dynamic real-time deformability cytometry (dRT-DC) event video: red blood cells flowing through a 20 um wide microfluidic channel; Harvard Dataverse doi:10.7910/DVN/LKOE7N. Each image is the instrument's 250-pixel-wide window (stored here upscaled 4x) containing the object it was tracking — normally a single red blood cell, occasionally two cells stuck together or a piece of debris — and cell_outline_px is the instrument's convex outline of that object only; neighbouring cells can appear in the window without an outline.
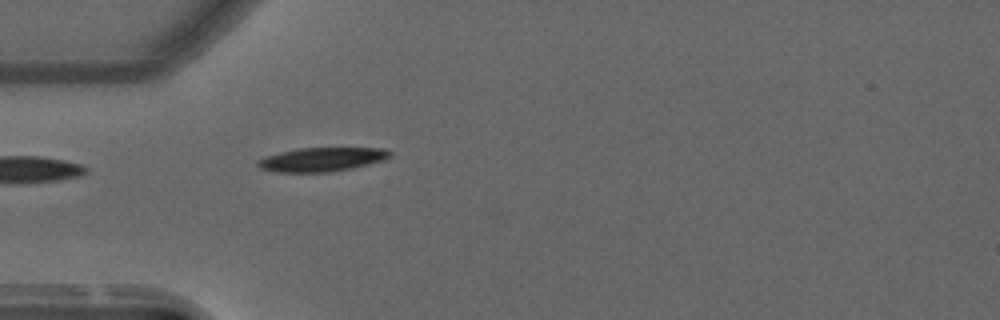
{"species": "common noctule bat (a hibernating species)", "species_latin": "Nyctalus noctula", "temperature_condition": "warm", "stored_images_in_passage": 40, "camera_frame_rate_fps": 3000, "um_per_image_px": 0.085, "animal": {"sex": "male", "forearm_length_mm": 52.5}, "frame": {"image": 1, "passage_image": 1, "time_ms": 0.0, "image_size_px": [1000, 320], "cell_outline_px": [[392, 156], [384, 160], [352, 168], [332, 172], [276, 172], [260, 168], [256, 164], [256, 160], [264, 156], [296, 148], [384, 148], [392, 152]], "centroid_in_image_um": [27.34, 13.55], "position_along_channel_um": 57.7, "area_um2": 18.61}}
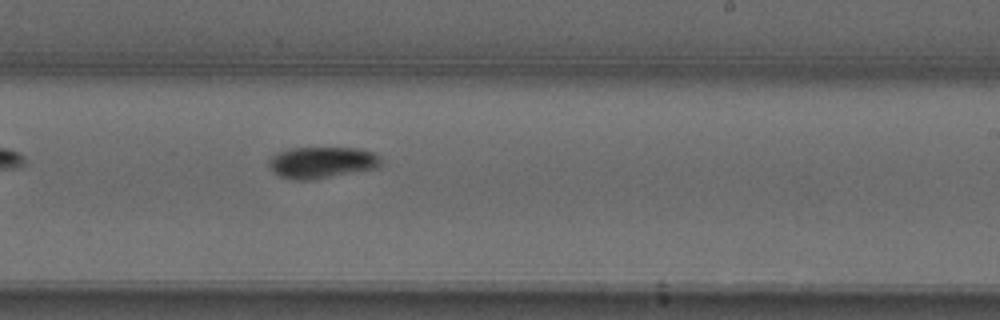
{"frame": {"image": 2, "passage_image": 18, "time_ms": 5.667, "image_size_px": [1000, 320], "cell_outline_px": [[380, 168], [308, 180], [292, 180], [280, 176], [272, 172], [268, 164], [268, 156], [288, 148], [360, 148], [372, 152], [380, 156]], "centroid_in_image_um": [27.32, 13.8], "position_along_channel_um": 261.7, "area_um2": 20.81}}
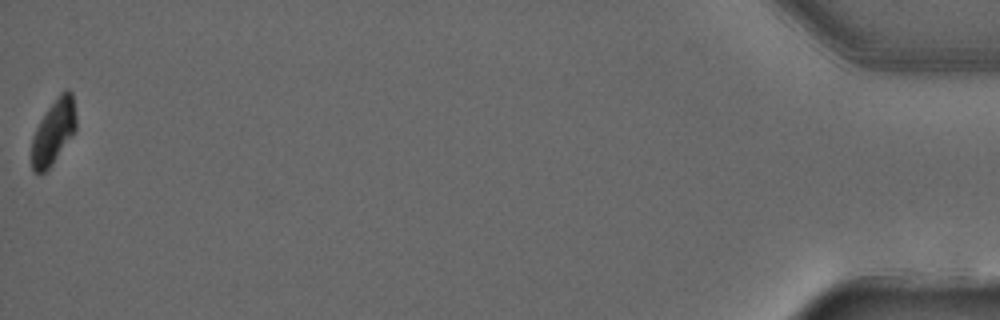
{"frame": {"image": 3, "passage_image": 40, "time_ms": 13.0, "image_size_px": [1000, 320], "cell_outline_px": [[76, 128], [52, 164], [44, 172], [36, 172], [32, 168], [32, 136], [40, 120], [48, 108], [60, 92], [64, 88], [68, 88], [72, 92], [76, 116]], "centroid_in_image_um": [4.55, 11.14], "position_along_channel_um": 430.6, "area_um2": 16.47}, "authors_computed_cell_mechanics": {"area_um2": 19.5653, "velocity_mm_per_s": 3.689, "shape_relaxation_time_tau1_ms": 3.4227, "shape_relaxation_time_tau2_ms": null, "deformation_change_tau1": 0.1535, "deformation_change_tau2": null}}